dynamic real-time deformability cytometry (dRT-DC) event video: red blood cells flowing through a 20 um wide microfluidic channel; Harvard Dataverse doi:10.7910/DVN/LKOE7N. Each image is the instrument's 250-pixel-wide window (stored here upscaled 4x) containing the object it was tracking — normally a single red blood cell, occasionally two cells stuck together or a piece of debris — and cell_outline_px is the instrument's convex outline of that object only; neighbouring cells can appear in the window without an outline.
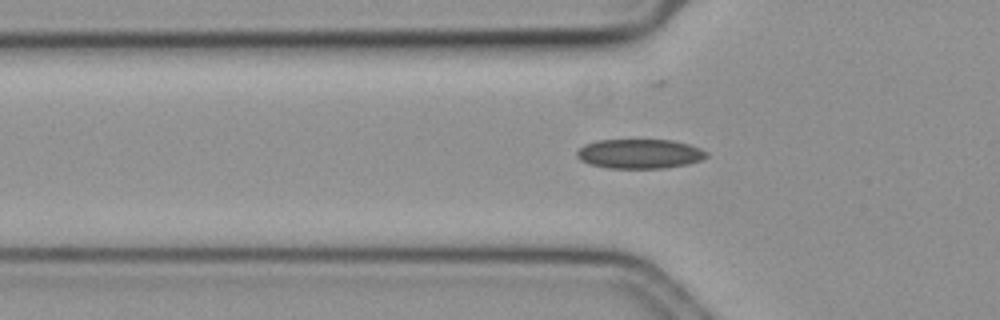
{"species": "common noctule bat (a hibernating species)", "species_latin": "Nyctalus noctula", "temperature_condition": "cold", "stored_images_in_passage": 34, "camera_frame_rate_fps": 3000, "um_per_image_px": 0.085, "animal": {"sex": "female", "body_mass_g": 19.3, "forearm_length_mm": 54.1}, "frame": {"image": 1, "passage_image": 8, "time_ms": 2.333, "image_size_px": [1000, 320], "cell_outline_px": [[708, 156], [700, 160], [688, 164], [664, 168], [608, 168], [588, 164], [580, 160], [576, 156], [576, 152], [584, 144], [596, 140], [672, 140], [688, 144], [700, 148], [708, 152]], "centroid_in_image_um": [54.35, 13.07], "position_along_channel_um": 71.5, "area_um2": 22.37}}
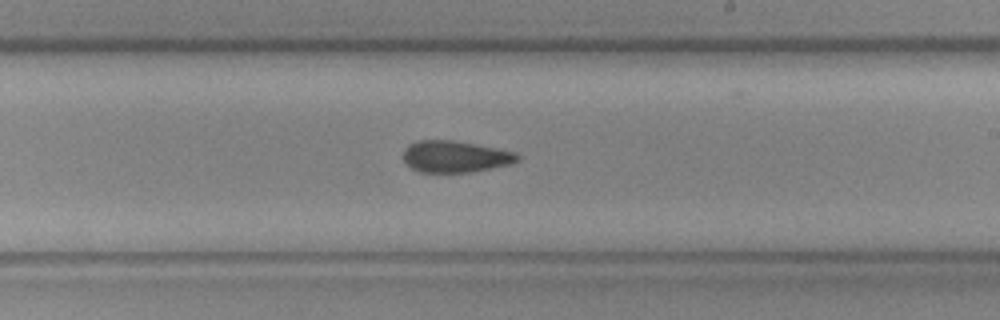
{"frame": {"image": 2, "passage_image": 23, "time_ms": 7.333, "image_size_px": [1000, 320], "cell_outline_px": [[520, 160], [512, 164], [472, 172], [420, 172], [412, 168], [404, 160], [404, 152], [408, 144], [420, 140], [452, 140], [496, 148], [516, 152], [520, 156]], "centroid_in_image_um": [38.73, 13.31], "position_along_channel_um": 250.3, "area_um2": 20.98}}
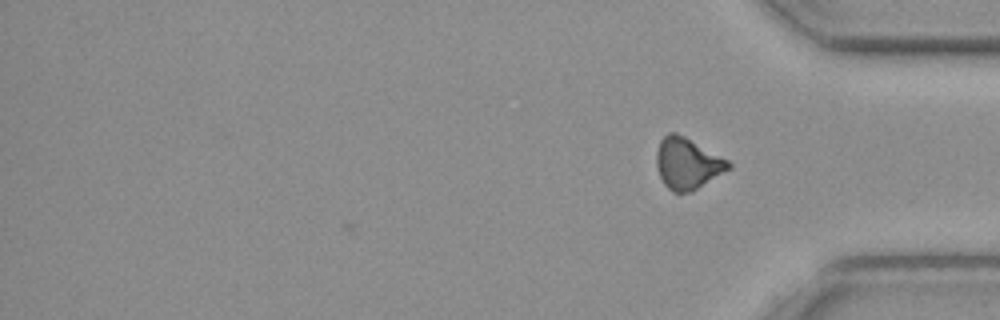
{"frame": {"image": 3, "passage_image": 34, "time_ms": 11.0, "image_size_px": [1000, 320], "cell_outline_px": [[732, 168], [692, 192], [672, 192], [664, 184], [656, 168], [656, 152], [660, 140], [668, 132], [676, 132], [684, 136], [728, 160], [732, 164]], "centroid_in_image_um": [58.42, 13.9], "position_along_channel_um": 376.8, "area_um2": 21.62}, "authors_computed_cell_mechanics": {"area_um2": 21.9062, "velocity_mm_per_s": 3.5741, "shape_relaxation_time_tau1_ms": null, "shape_relaxation_time_tau2_ms": 3.4268, "deformation_change_tau1": null, "deformation_change_tau2": 0.0803}}